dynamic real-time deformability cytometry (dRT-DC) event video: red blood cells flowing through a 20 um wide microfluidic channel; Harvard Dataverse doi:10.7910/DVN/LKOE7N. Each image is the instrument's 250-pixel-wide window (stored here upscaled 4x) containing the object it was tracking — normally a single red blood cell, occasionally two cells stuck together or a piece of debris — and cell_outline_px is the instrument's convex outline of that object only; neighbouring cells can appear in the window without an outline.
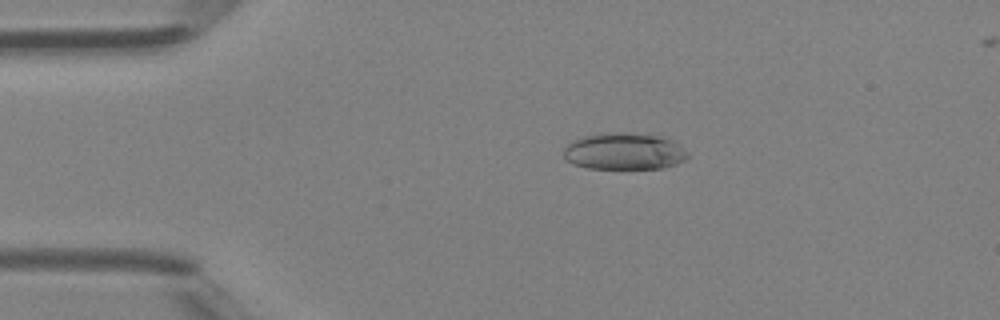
{"species": "Egyptian fruit bat (a non-hibernating species)", "species_latin": "Rousettus aegyptiacus", "temperature_condition": "room temperature", "stored_images_in_passage": 47, "camera_frame_rate_fps": 3000, "um_per_image_px": 0.085, "animal": {"sex": "female"}, "frame": {"image": 1, "passage_image": 10, "time_ms": 3.0, "image_size_px": [1000, 320], "cell_outline_px": [[688, 156], [684, 160], [676, 164], [664, 168], [588, 168], [572, 164], [564, 156], [564, 148], [572, 140], [584, 136], [604, 132], [656, 132], [664, 136], [688, 152]], "centroid_in_image_um": [53.07, 12.82], "position_along_channel_um": 31.9, "area_um2": 27.05}}
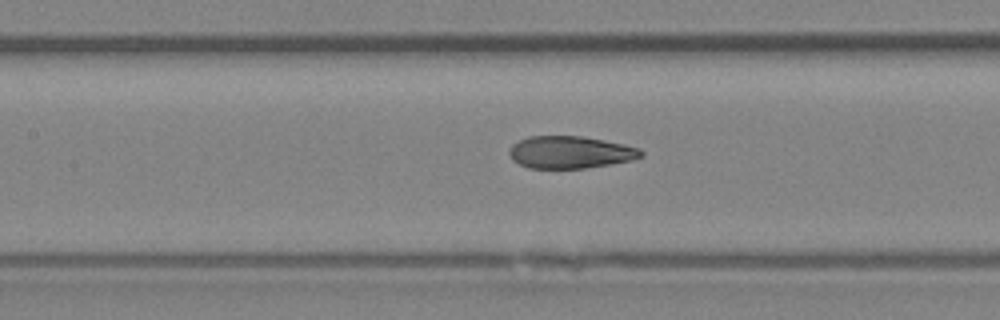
{"frame": {"image": 2, "passage_image": 22, "time_ms": 7.0, "image_size_px": [1000, 320], "cell_outline_px": [[644, 156], [632, 160], [584, 168], [528, 168], [512, 160], [508, 152], [512, 144], [528, 136], [584, 136], [624, 144], [640, 148], [644, 152]], "centroid_in_image_um": [48.48, 12.93], "position_along_channel_um": 158.9, "area_um2": 24.85}}
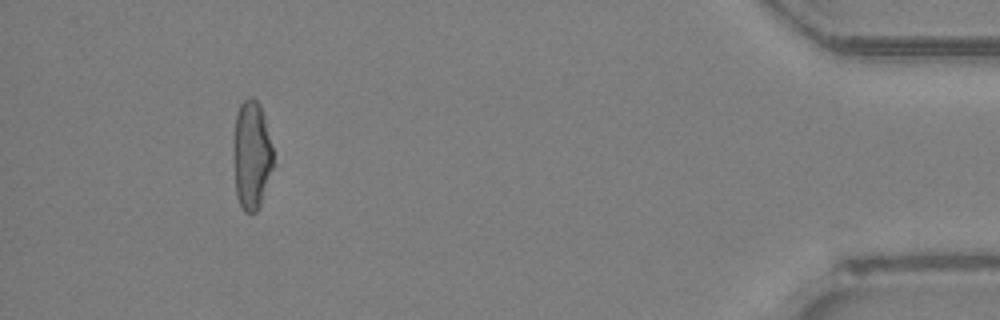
{"frame": {"image": 3, "passage_image": 44, "time_ms": 14.333, "image_size_px": [1000, 320], "cell_outline_px": [[272, 168], [260, 204], [256, 212], [244, 212], [236, 196], [232, 148], [232, 140], [236, 112], [240, 104], [248, 96], [252, 96], [260, 104], [264, 116], [272, 148]], "centroid_in_image_um": [21.34, 13.13], "position_along_channel_um": 413.9, "area_um2": 25.37}, "authors_computed_cell_mechanics": {"area_um2": 25.9522, "velocity_mm_per_s": 4.3715, "shape_relaxation_time_tau1_ms": 11.1513, "shape_relaxation_time_tau2_ms": 1.3673, "deformation_change_tau1": 0.3345, "deformation_change_tau2": 0.0927}}